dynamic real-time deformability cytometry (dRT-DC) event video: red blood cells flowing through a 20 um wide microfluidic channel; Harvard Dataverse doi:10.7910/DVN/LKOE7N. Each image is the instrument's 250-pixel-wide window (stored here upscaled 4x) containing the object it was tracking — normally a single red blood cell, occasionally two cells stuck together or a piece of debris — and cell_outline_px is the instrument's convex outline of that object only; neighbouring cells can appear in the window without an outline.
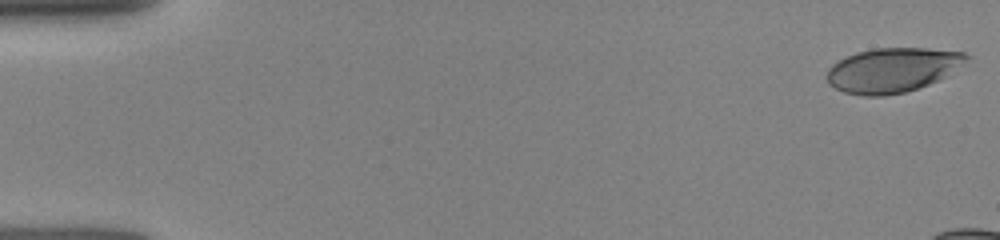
{"species": "human", "species_latin": "Homo sapiens", "temperature_condition": "room temperature", "stored_images_in_passage": 8, "camera_frame_rate_fps": 3000, "um_per_image_px": 0.085, "donor": {"sex": "female"}, "frame": {"image": 1, "passage_image": 1, "time_ms": 0.0, "image_size_px": [1000, 240], "cell_outline_px": [[968, 56], [964, 60], [936, 80], [928, 84], [904, 92], [884, 96], [864, 96], [844, 92], [828, 84], [824, 76], [828, 68], [832, 64], [856, 52], [876, 48], [924, 48], [964, 52]], "centroid_in_image_um": [75.72, 5.96], "position_along_channel_um": 9.3, "area_um2": 35.43}}